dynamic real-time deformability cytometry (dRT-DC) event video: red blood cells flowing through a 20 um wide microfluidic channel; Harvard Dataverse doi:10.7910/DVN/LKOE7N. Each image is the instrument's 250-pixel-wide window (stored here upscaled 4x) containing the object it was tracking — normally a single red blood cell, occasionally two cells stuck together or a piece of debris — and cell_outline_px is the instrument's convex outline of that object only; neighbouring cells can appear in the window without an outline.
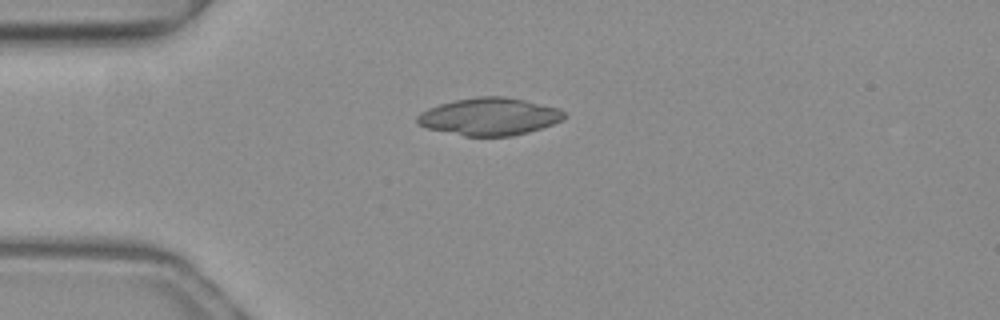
{"species": "common noctule bat (a hibernating species)", "species_latin": "Nyctalus noctula", "temperature_condition": "warm", "stored_images_in_passage": 37, "camera_frame_rate_fps": 3000, "um_per_image_px": 0.085, "animal": {"sex": "female", "body_mass_g": 19.3, "forearm_length_mm": 54.1}, "frame": {"image": 1, "passage_image": 1, "time_ms": 0.0, "image_size_px": [1000, 320], "cell_outline_px": [[564, 120], [528, 132], [512, 136], [464, 136], [428, 128], [416, 124], [416, 116], [420, 112], [428, 108], [440, 104], [456, 100], [476, 96], [504, 96], [524, 100], [560, 108], [564, 112]], "centroid_in_image_um": [41.58, 9.9], "position_along_channel_um": 43.4, "area_um2": 32.08}}
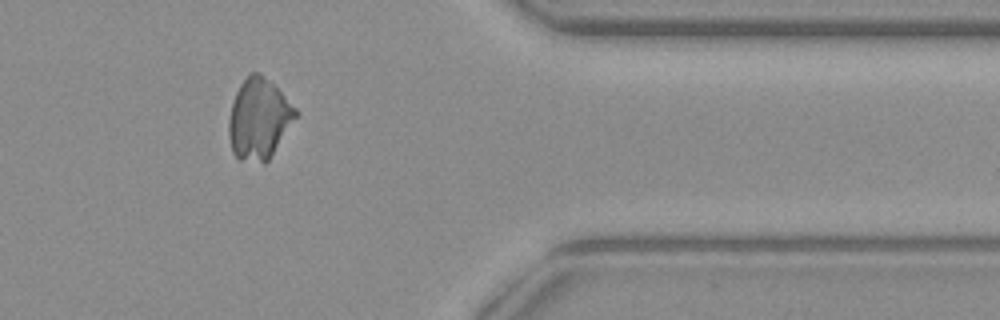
{"frame": {"image": 2, "passage_image": 30, "time_ms": 9.667, "image_size_px": [1000, 320], "cell_outline_px": [[300, 112], [268, 160], [264, 164], [240, 160], [232, 152], [228, 136], [228, 120], [232, 104], [236, 92], [240, 84], [252, 72], [260, 72], [272, 80]], "centroid_in_image_um": [22.01, 10.09], "position_along_channel_um": 389.4, "area_um2": 31.85}}